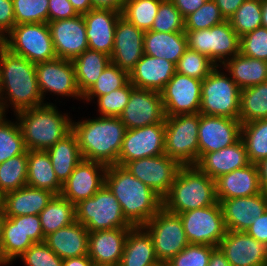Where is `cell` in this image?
<instances>
[{
  "instance_id": "cell-1",
  "label": "cell",
  "mask_w": 267,
  "mask_h": 266,
  "mask_svg": "<svg viewBox=\"0 0 267 266\" xmlns=\"http://www.w3.org/2000/svg\"><path fill=\"white\" fill-rule=\"evenodd\" d=\"M43 104L36 64L0 44V114L5 115L10 105L15 114Z\"/></svg>"
},
{
  "instance_id": "cell-2",
  "label": "cell",
  "mask_w": 267,
  "mask_h": 266,
  "mask_svg": "<svg viewBox=\"0 0 267 266\" xmlns=\"http://www.w3.org/2000/svg\"><path fill=\"white\" fill-rule=\"evenodd\" d=\"M105 185L120 203L125 219L133 226H144L162 207L163 199L126 168L110 165Z\"/></svg>"
},
{
  "instance_id": "cell-3",
  "label": "cell",
  "mask_w": 267,
  "mask_h": 266,
  "mask_svg": "<svg viewBox=\"0 0 267 266\" xmlns=\"http://www.w3.org/2000/svg\"><path fill=\"white\" fill-rule=\"evenodd\" d=\"M82 158L107 166L118 165V156L127 128L119 117L99 116L72 121Z\"/></svg>"
},
{
  "instance_id": "cell-4",
  "label": "cell",
  "mask_w": 267,
  "mask_h": 266,
  "mask_svg": "<svg viewBox=\"0 0 267 266\" xmlns=\"http://www.w3.org/2000/svg\"><path fill=\"white\" fill-rule=\"evenodd\" d=\"M56 107L47 102L15 114L27 150L46 151L72 131L73 120Z\"/></svg>"
},
{
  "instance_id": "cell-5",
  "label": "cell",
  "mask_w": 267,
  "mask_h": 266,
  "mask_svg": "<svg viewBox=\"0 0 267 266\" xmlns=\"http://www.w3.org/2000/svg\"><path fill=\"white\" fill-rule=\"evenodd\" d=\"M216 197L215 180L201 172L195 165L182 166L163 198V208L180 214L214 205Z\"/></svg>"
},
{
  "instance_id": "cell-6",
  "label": "cell",
  "mask_w": 267,
  "mask_h": 266,
  "mask_svg": "<svg viewBox=\"0 0 267 266\" xmlns=\"http://www.w3.org/2000/svg\"><path fill=\"white\" fill-rule=\"evenodd\" d=\"M218 65L202 80L200 114L239 119L241 89Z\"/></svg>"
},
{
  "instance_id": "cell-7",
  "label": "cell",
  "mask_w": 267,
  "mask_h": 266,
  "mask_svg": "<svg viewBox=\"0 0 267 266\" xmlns=\"http://www.w3.org/2000/svg\"><path fill=\"white\" fill-rule=\"evenodd\" d=\"M76 221L89 232L133 227L125 219L120 203L105 184L92 197L76 204Z\"/></svg>"
},
{
  "instance_id": "cell-8",
  "label": "cell",
  "mask_w": 267,
  "mask_h": 266,
  "mask_svg": "<svg viewBox=\"0 0 267 266\" xmlns=\"http://www.w3.org/2000/svg\"><path fill=\"white\" fill-rule=\"evenodd\" d=\"M1 44L35 64L57 58L48 23L15 25Z\"/></svg>"
},
{
  "instance_id": "cell-9",
  "label": "cell",
  "mask_w": 267,
  "mask_h": 266,
  "mask_svg": "<svg viewBox=\"0 0 267 266\" xmlns=\"http://www.w3.org/2000/svg\"><path fill=\"white\" fill-rule=\"evenodd\" d=\"M199 121L200 113L165 117V154L182 166L198 161Z\"/></svg>"
},
{
  "instance_id": "cell-10",
  "label": "cell",
  "mask_w": 267,
  "mask_h": 266,
  "mask_svg": "<svg viewBox=\"0 0 267 266\" xmlns=\"http://www.w3.org/2000/svg\"><path fill=\"white\" fill-rule=\"evenodd\" d=\"M185 35L187 48L205 55L218 66L239 53L240 37L228 20L209 29L185 30Z\"/></svg>"
},
{
  "instance_id": "cell-11",
  "label": "cell",
  "mask_w": 267,
  "mask_h": 266,
  "mask_svg": "<svg viewBox=\"0 0 267 266\" xmlns=\"http://www.w3.org/2000/svg\"><path fill=\"white\" fill-rule=\"evenodd\" d=\"M143 227L152 237L160 264L169 262L189 244L180 216L163 207Z\"/></svg>"
},
{
  "instance_id": "cell-12",
  "label": "cell",
  "mask_w": 267,
  "mask_h": 266,
  "mask_svg": "<svg viewBox=\"0 0 267 266\" xmlns=\"http://www.w3.org/2000/svg\"><path fill=\"white\" fill-rule=\"evenodd\" d=\"M189 244L218 247L227 229L220 203L178 214Z\"/></svg>"
},
{
  "instance_id": "cell-13",
  "label": "cell",
  "mask_w": 267,
  "mask_h": 266,
  "mask_svg": "<svg viewBox=\"0 0 267 266\" xmlns=\"http://www.w3.org/2000/svg\"><path fill=\"white\" fill-rule=\"evenodd\" d=\"M123 167L163 199L168 194L182 165L163 154L129 161Z\"/></svg>"
},
{
  "instance_id": "cell-14",
  "label": "cell",
  "mask_w": 267,
  "mask_h": 266,
  "mask_svg": "<svg viewBox=\"0 0 267 266\" xmlns=\"http://www.w3.org/2000/svg\"><path fill=\"white\" fill-rule=\"evenodd\" d=\"M202 80L175 72L160 92L166 117L200 111Z\"/></svg>"
},
{
  "instance_id": "cell-15",
  "label": "cell",
  "mask_w": 267,
  "mask_h": 266,
  "mask_svg": "<svg viewBox=\"0 0 267 266\" xmlns=\"http://www.w3.org/2000/svg\"><path fill=\"white\" fill-rule=\"evenodd\" d=\"M165 154V123L127 129L118 156V165Z\"/></svg>"
},
{
  "instance_id": "cell-16",
  "label": "cell",
  "mask_w": 267,
  "mask_h": 266,
  "mask_svg": "<svg viewBox=\"0 0 267 266\" xmlns=\"http://www.w3.org/2000/svg\"><path fill=\"white\" fill-rule=\"evenodd\" d=\"M36 76L43 101L48 92L62 97L83 99L77 86L73 63L70 60L55 58L36 63Z\"/></svg>"
},
{
  "instance_id": "cell-17",
  "label": "cell",
  "mask_w": 267,
  "mask_h": 266,
  "mask_svg": "<svg viewBox=\"0 0 267 266\" xmlns=\"http://www.w3.org/2000/svg\"><path fill=\"white\" fill-rule=\"evenodd\" d=\"M165 112L160 92L134 87L129 101L119 116L127 129L165 123Z\"/></svg>"
},
{
  "instance_id": "cell-18",
  "label": "cell",
  "mask_w": 267,
  "mask_h": 266,
  "mask_svg": "<svg viewBox=\"0 0 267 266\" xmlns=\"http://www.w3.org/2000/svg\"><path fill=\"white\" fill-rule=\"evenodd\" d=\"M241 127L239 119L200 114L199 157L236 143L241 138Z\"/></svg>"
},
{
  "instance_id": "cell-19",
  "label": "cell",
  "mask_w": 267,
  "mask_h": 266,
  "mask_svg": "<svg viewBox=\"0 0 267 266\" xmlns=\"http://www.w3.org/2000/svg\"><path fill=\"white\" fill-rule=\"evenodd\" d=\"M107 165L83 159L62 184L60 195L76 205L92 197L104 184Z\"/></svg>"
},
{
  "instance_id": "cell-20",
  "label": "cell",
  "mask_w": 267,
  "mask_h": 266,
  "mask_svg": "<svg viewBox=\"0 0 267 266\" xmlns=\"http://www.w3.org/2000/svg\"><path fill=\"white\" fill-rule=\"evenodd\" d=\"M57 58L72 61L89 49L83 15L48 22Z\"/></svg>"
},
{
  "instance_id": "cell-21",
  "label": "cell",
  "mask_w": 267,
  "mask_h": 266,
  "mask_svg": "<svg viewBox=\"0 0 267 266\" xmlns=\"http://www.w3.org/2000/svg\"><path fill=\"white\" fill-rule=\"evenodd\" d=\"M218 248L230 266H267V246L244 231L227 230Z\"/></svg>"
},
{
  "instance_id": "cell-22",
  "label": "cell",
  "mask_w": 267,
  "mask_h": 266,
  "mask_svg": "<svg viewBox=\"0 0 267 266\" xmlns=\"http://www.w3.org/2000/svg\"><path fill=\"white\" fill-rule=\"evenodd\" d=\"M144 34L121 15L116 23L111 62L129 74L144 55Z\"/></svg>"
},
{
  "instance_id": "cell-23",
  "label": "cell",
  "mask_w": 267,
  "mask_h": 266,
  "mask_svg": "<svg viewBox=\"0 0 267 266\" xmlns=\"http://www.w3.org/2000/svg\"><path fill=\"white\" fill-rule=\"evenodd\" d=\"M227 230L246 231L267 210V194L223 199L220 202Z\"/></svg>"
},
{
  "instance_id": "cell-24",
  "label": "cell",
  "mask_w": 267,
  "mask_h": 266,
  "mask_svg": "<svg viewBox=\"0 0 267 266\" xmlns=\"http://www.w3.org/2000/svg\"><path fill=\"white\" fill-rule=\"evenodd\" d=\"M131 228L107 229L88 234V256L96 266L119 265Z\"/></svg>"
},
{
  "instance_id": "cell-25",
  "label": "cell",
  "mask_w": 267,
  "mask_h": 266,
  "mask_svg": "<svg viewBox=\"0 0 267 266\" xmlns=\"http://www.w3.org/2000/svg\"><path fill=\"white\" fill-rule=\"evenodd\" d=\"M250 164L246 146L240 138L219 151L202 154L195 166L213 180Z\"/></svg>"
},
{
  "instance_id": "cell-26",
  "label": "cell",
  "mask_w": 267,
  "mask_h": 266,
  "mask_svg": "<svg viewBox=\"0 0 267 266\" xmlns=\"http://www.w3.org/2000/svg\"><path fill=\"white\" fill-rule=\"evenodd\" d=\"M121 15V12L102 9H91L83 15L90 50L111 56L116 23Z\"/></svg>"
},
{
  "instance_id": "cell-27",
  "label": "cell",
  "mask_w": 267,
  "mask_h": 266,
  "mask_svg": "<svg viewBox=\"0 0 267 266\" xmlns=\"http://www.w3.org/2000/svg\"><path fill=\"white\" fill-rule=\"evenodd\" d=\"M175 72L174 63L144 54L129 73V81L136 88L161 92Z\"/></svg>"
},
{
  "instance_id": "cell-28",
  "label": "cell",
  "mask_w": 267,
  "mask_h": 266,
  "mask_svg": "<svg viewBox=\"0 0 267 266\" xmlns=\"http://www.w3.org/2000/svg\"><path fill=\"white\" fill-rule=\"evenodd\" d=\"M218 202L223 199L249 197L261 192L257 164L236 169L215 179Z\"/></svg>"
},
{
  "instance_id": "cell-29",
  "label": "cell",
  "mask_w": 267,
  "mask_h": 266,
  "mask_svg": "<svg viewBox=\"0 0 267 266\" xmlns=\"http://www.w3.org/2000/svg\"><path fill=\"white\" fill-rule=\"evenodd\" d=\"M88 229L78 221L50 233L47 246L61 259L88 255Z\"/></svg>"
},
{
  "instance_id": "cell-30",
  "label": "cell",
  "mask_w": 267,
  "mask_h": 266,
  "mask_svg": "<svg viewBox=\"0 0 267 266\" xmlns=\"http://www.w3.org/2000/svg\"><path fill=\"white\" fill-rule=\"evenodd\" d=\"M53 196L50 191L27 185L8 192L5 194L4 216L39 215Z\"/></svg>"
},
{
  "instance_id": "cell-31",
  "label": "cell",
  "mask_w": 267,
  "mask_h": 266,
  "mask_svg": "<svg viewBox=\"0 0 267 266\" xmlns=\"http://www.w3.org/2000/svg\"><path fill=\"white\" fill-rule=\"evenodd\" d=\"M151 235L143 227H132L126 237L119 266H158Z\"/></svg>"
},
{
  "instance_id": "cell-32",
  "label": "cell",
  "mask_w": 267,
  "mask_h": 266,
  "mask_svg": "<svg viewBox=\"0 0 267 266\" xmlns=\"http://www.w3.org/2000/svg\"><path fill=\"white\" fill-rule=\"evenodd\" d=\"M144 54L156 58H164L177 64L180 57L187 49L185 32H155L145 31Z\"/></svg>"
},
{
  "instance_id": "cell-33",
  "label": "cell",
  "mask_w": 267,
  "mask_h": 266,
  "mask_svg": "<svg viewBox=\"0 0 267 266\" xmlns=\"http://www.w3.org/2000/svg\"><path fill=\"white\" fill-rule=\"evenodd\" d=\"M220 66L241 90L267 82V61L247 57L239 52Z\"/></svg>"
},
{
  "instance_id": "cell-34",
  "label": "cell",
  "mask_w": 267,
  "mask_h": 266,
  "mask_svg": "<svg viewBox=\"0 0 267 266\" xmlns=\"http://www.w3.org/2000/svg\"><path fill=\"white\" fill-rule=\"evenodd\" d=\"M58 181L63 184L83 160L76 134L71 131L46 150Z\"/></svg>"
},
{
  "instance_id": "cell-35",
  "label": "cell",
  "mask_w": 267,
  "mask_h": 266,
  "mask_svg": "<svg viewBox=\"0 0 267 266\" xmlns=\"http://www.w3.org/2000/svg\"><path fill=\"white\" fill-rule=\"evenodd\" d=\"M34 242L25 234L23 216L5 217L0 247V266H8Z\"/></svg>"
},
{
  "instance_id": "cell-36",
  "label": "cell",
  "mask_w": 267,
  "mask_h": 266,
  "mask_svg": "<svg viewBox=\"0 0 267 266\" xmlns=\"http://www.w3.org/2000/svg\"><path fill=\"white\" fill-rule=\"evenodd\" d=\"M27 186L60 195L62 184L56 177L51 159L46 151L28 150Z\"/></svg>"
},
{
  "instance_id": "cell-37",
  "label": "cell",
  "mask_w": 267,
  "mask_h": 266,
  "mask_svg": "<svg viewBox=\"0 0 267 266\" xmlns=\"http://www.w3.org/2000/svg\"><path fill=\"white\" fill-rule=\"evenodd\" d=\"M78 89L83 96L97 81L102 71L111 63L106 53L87 49L72 60Z\"/></svg>"
},
{
  "instance_id": "cell-38",
  "label": "cell",
  "mask_w": 267,
  "mask_h": 266,
  "mask_svg": "<svg viewBox=\"0 0 267 266\" xmlns=\"http://www.w3.org/2000/svg\"><path fill=\"white\" fill-rule=\"evenodd\" d=\"M44 236L66 227L76 221V205L61 195H54L39 213Z\"/></svg>"
},
{
  "instance_id": "cell-39",
  "label": "cell",
  "mask_w": 267,
  "mask_h": 266,
  "mask_svg": "<svg viewBox=\"0 0 267 266\" xmlns=\"http://www.w3.org/2000/svg\"><path fill=\"white\" fill-rule=\"evenodd\" d=\"M267 119V82L241 90L239 120L242 124Z\"/></svg>"
},
{
  "instance_id": "cell-40",
  "label": "cell",
  "mask_w": 267,
  "mask_h": 266,
  "mask_svg": "<svg viewBox=\"0 0 267 266\" xmlns=\"http://www.w3.org/2000/svg\"><path fill=\"white\" fill-rule=\"evenodd\" d=\"M241 139L250 163L257 164L267 158V119L242 124Z\"/></svg>"
},
{
  "instance_id": "cell-41",
  "label": "cell",
  "mask_w": 267,
  "mask_h": 266,
  "mask_svg": "<svg viewBox=\"0 0 267 266\" xmlns=\"http://www.w3.org/2000/svg\"><path fill=\"white\" fill-rule=\"evenodd\" d=\"M28 150L0 164V191L4 194L27 185Z\"/></svg>"
},
{
  "instance_id": "cell-42",
  "label": "cell",
  "mask_w": 267,
  "mask_h": 266,
  "mask_svg": "<svg viewBox=\"0 0 267 266\" xmlns=\"http://www.w3.org/2000/svg\"><path fill=\"white\" fill-rule=\"evenodd\" d=\"M27 151L18 121L0 114V164Z\"/></svg>"
},
{
  "instance_id": "cell-43",
  "label": "cell",
  "mask_w": 267,
  "mask_h": 266,
  "mask_svg": "<svg viewBox=\"0 0 267 266\" xmlns=\"http://www.w3.org/2000/svg\"><path fill=\"white\" fill-rule=\"evenodd\" d=\"M163 0H127L122 16L137 28L145 31L151 29L157 15L158 7Z\"/></svg>"
},
{
  "instance_id": "cell-44",
  "label": "cell",
  "mask_w": 267,
  "mask_h": 266,
  "mask_svg": "<svg viewBox=\"0 0 267 266\" xmlns=\"http://www.w3.org/2000/svg\"><path fill=\"white\" fill-rule=\"evenodd\" d=\"M261 0H245L229 18V23L239 37L262 26Z\"/></svg>"
},
{
  "instance_id": "cell-45",
  "label": "cell",
  "mask_w": 267,
  "mask_h": 266,
  "mask_svg": "<svg viewBox=\"0 0 267 266\" xmlns=\"http://www.w3.org/2000/svg\"><path fill=\"white\" fill-rule=\"evenodd\" d=\"M129 82V74L121 70L114 63H109L102 71L95 84L83 95L82 100L87 102L99 96L109 94L111 91L122 88Z\"/></svg>"
},
{
  "instance_id": "cell-46",
  "label": "cell",
  "mask_w": 267,
  "mask_h": 266,
  "mask_svg": "<svg viewBox=\"0 0 267 266\" xmlns=\"http://www.w3.org/2000/svg\"><path fill=\"white\" fill-rule=\"evenodd\" d=\"M216 66L205 55L187 48L176 64V72L204 80Z\"/></svg>"
},
{
  "instance_id": "cell-47",
  "label": "cell",
  "mask_w": 267,
  "mask_h": 266,
  "mask_svg": "<svg viewBox=\"0 0 267 266\" xmlns=\"http://www.w3.org/2000/svg\"><path fill=\"white\" fill-rule=\"evenodd\" d=\"M49 0H12L15 25L48 23Z\"/></svg>"
},
{
  "instance_id": "cell-48",
  "label": "cell",
  "mask_w": 267,
  "mask_h": 266,
  "mask_svg": "<svg viewBox=\"0 0 267 266\" xmlns=\"http://www.w3.org/2000/svg\"><path fill=\"white\" fill-rule=\"evenodd\" d=\"M155 32H185V20L170 0H163L151 26Z\"/></svg>"
},
{
  "instance_id": "cell-49",
  "label": "cell",
  "mask_w": 267,
  "mask_h": 266,
  "mask_svg": "<svg viewBox=\"0 0 267 266\" xmlns=\"http://www.w3.org/2000/svg\"><path fill=\"white\" fill-rule=\"evenodd\" d=\"M185 30H203L226 21L214 0H207L197 11L184 18Z\"/></svg>"
},
{
  "instance_id": "cell-50",
  "label": "cell",
  "mask_w": 267,
  "mask_h": 266,
  "mask_svg": "<svg viewBox=\"0 0 267 266\" xmlns=\"http://www.w3.org/2000/svg\"><path fill=\"white\" fill-rule=\"evenodd\" d=\"M134 86L129 81L122 88L111 91L109 94L99 96L97 99L100 116L119 117L126 107L131 90Z\"/></svg>"
},
{
  "instance_id": "cell-51",
  "label": "cell",
  "mask_w": 267,
  "mask_h": 266,
  "mask_svg": "<svg viewBox=\"0 0 267 266\" xmlns=\"http://www.w3.org/2000/svg\"><path fill=\"white\" fill-rule=\"evenodd\" d=\"M216 247L203 244H188L185 249L174 256L167 266H207L210 255Z\"/></svg>"
},
{
  "instance_id": "cell-52",
  "label": "cell",
  "mask_w": 267,
  "mask_h": 266,
  "mask_svg": "<svg viewBox=\"0 0 267 266\" xmlns=\"http://www.w3.org/2000/svg\"><path fill=\"white\" fill-rule=\"evenodd\" d=\"M239 52L247 57L267 61V28L261 26L241 36Z\"/></svg>"
},
{
  "instance_id": "cell-53",
  "label": "cell",
  "mask_w": 267,
  "mask_h": 266,
  "mask_svg": "<svg viewBox=\"0 0 267 266\" xmlns=\"http://www.w3.org/2000/svg\"><path fill=\"white\" fill-rule=\"evenodd\" d=\"M25 266H62L63 259L56 255L45 242L34 243L20 257Z\"/></svg>"
},
{
  "instance_id": "cell-54",
  "label": "cell",
  "mask_w": 267,
  "mask_h": 266,
  "mask_svg": "<svg viewBox=\"0 0 267 266\" xmlns=\"http://www.w3.org/2000/svg\"><path fill=\"white\" fill-rule=\"evenodd\" d=\"M78 14L74 10L69 0H49L48 1V22L60 19H70Z\"/></svg>"
},
{
  "instance_id": "cell-55",
  "label": "cell",
  "mask_w": 267,
  "mask_h": 266,
  "mask_svg": "<svg viewBox=\"0 0 267 266\" xmlns=\"http://www.w3.org/2000/svg\"><path fill=\"white\" fill-rule=\"evenodd\" d=\"M15 26L12 0H0V39H3Z\"/></svg>"
},
{
  "instance_id": "cell-56",
  "label": "cell",
  "mask_w": 267,
  "mask_h": 266,
  "mask_svg": "<svg viewBox=\"0 0 267 266\" xmlns=\"http://www.w3.org/2000/svg\"><path fill=\"white\" fill-rule=\"evenodd\" d=\"M23 229L34 243H41L45 241V236L41 228L39 215H24Z\"/></svg>"
},
{
  "instance_id": "cell-57",
  "label": "cell",
  "mask_w": 267,
  "mask_h": 266,
  "mask_svg": "<svg viewBox=\"0 0 267 266\" xmlns=\"http://www.w3.org/2000/svg\"><path fill=\"white\" fill-rule=\"evenodd\" d=\"M245 232L267 246V210L261 216L256 217Z\"/></svg>"
},
{
  "instance_id": "cell-58",
  "label": "cell",
  "mask_w": 267,
  "mask_h": 266,
  "mask_svg": "<svg viewBox=\"0 0 267 266\" xmlns=\"http://www.w3.org/2000/svg\"><path fill=\"white\" fill-rule=\"evenodd\" d=\"M185 18L197 11L207 0H170Z\"/></svg>"
},
{
  "instance_id": "cell-59",
  "label": "cell",
  "mask_w": 267,
  "mask_h": 266,
  "mask_svg": "<svg viewBox=\"0 0 267 266\" xmlns=\"http://www.w3.org/2000/svg\"><path fill=\"white\" fill-rule=\"evenodd\" d=\"M244 1L245 0H214L225 20H229Z\"/></svg>"
},
{
  "instance_id": "cell-60",
  "label": "cell",
  "mask_w": 267,
  "mask_h": 266,
  "mask_svg": "<svg viewBox=\"0 0 267 266\" xmlns=\"http://www.w3.org/2000/svg\"><path fill=\"white\" fill-rule=\"evenodd\" d=\"M92 9L112 10L121 12L127 0H90Z\"/></svg>"
},
{
  "instance_id": "cell-61",
  "label": "cell",
  "mask_w": 267,
  "mask_h": 266,
  "mask_svg": "<svg viewBox=\"0 0 267 266\" xmlns=\"http://www.w3.org/2000/svg\"><path fill=\"white\" fill-rule=\"evenodd\" d=\"M62 266H96L88 255L67 258L63 260Z\"/></svg>"
},
{
  "instance_id": "cell-62",
  "label": "cell",
  "mask_w": 267,
  "mask_h": 266,
  "mask_svg": "<svg viewBox=\"0 0 267 266\" xmlns=\"http://www.w3.org/2000/svg\"><path fill=\"white\" fill-rule=\"evenodd\" d=\"M207 266H230V263L221 250L216 247L210 255L209 264Z\"/></svg>"
},
{
  "instance_id": "cell-63",
  "label": "cell",
  "mask_w": 267,
  "mask_h": 266,
  "mask_svg": "<svg viewBox=\"0 0 267 266\" xmlns=\"http://www.w3.org/2000/svg\"><path fill=\"white\" fill-rule=\"evenodd\" d=\"M257 166L261 191L267 194V158L262 159Z\"/></svg>"
},
{
  "instance_id": "cell-64",
  "label": "cell",
  "mask_w": 267,
  "mask_h": 266,
  "mask_svg": "<svg viewBox=\"0 0 267 266\" xmlns=\"http://www.w3.org/2000/svg\"><path fill=\"white\" fill-rule=\"evenodd\" d=\"M78 15H84L92 9L90 0H69Z\"/></svg>"
},
{
  "instance_id": "cell-65",
  "label": "cell",
  "mask_w": 267,
  "mask_h": 266,
  "mask_svg": "<svg viewBox=\"0 0 267 266\" xmlns=\"http://www.w3.org/2000/svg\"><path fill=\"white\" fill-rule=\"evenodd\" d=\"M262 8V27L267 28V0H261Z\"/></svg>"
},
{
  "instance_id": "cell-66",
  "label": "cell",
  "mask_w": 267,
  "mask_h": 266,
  "mask_svg": "<svg viewBox=\"0 0 267 266\" xmlns=\"http://www.w3.org/2000/svg\"><path fill=\"white\" fill-rule=\"evenodd\" d=\"M5 194L0 191V216H4Z\"/></svg>"
},
{
  "instance_id": "cell-67",
  "label": "cell",
  "mask_w": 267,
  "mask_h": 266,
  "mask_svg": "<svg viewBox=\"0 0 267 266\" xmlns=\"http://www.w3.org/2000/svg\"><path fill=\"white\" fill-rule=\"evenodd\" d=\"M4 221H5V216H0V247H1V239H2Z\"/></svg>"
}]
</instances>
